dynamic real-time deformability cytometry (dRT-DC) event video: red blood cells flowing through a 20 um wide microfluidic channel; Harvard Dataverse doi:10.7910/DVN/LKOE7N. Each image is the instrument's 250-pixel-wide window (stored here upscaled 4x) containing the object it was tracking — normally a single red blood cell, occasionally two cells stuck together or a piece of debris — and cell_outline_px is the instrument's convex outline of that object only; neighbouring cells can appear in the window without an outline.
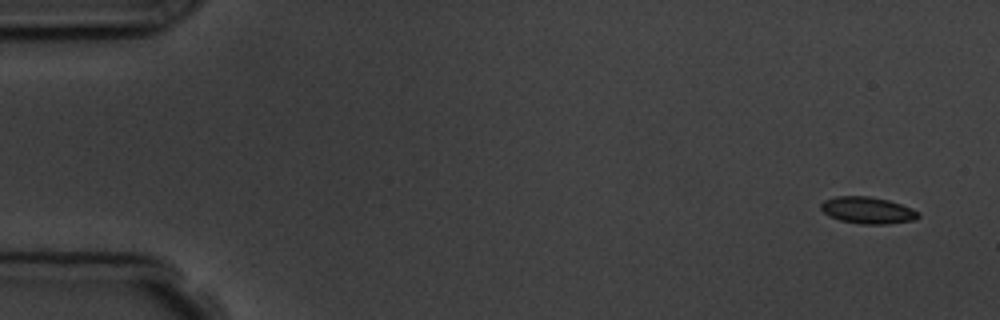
{"species": "common noctule bat (a hibernating species)", "species_latin": "Nyctalus noctula", "temperature_condition": "room temperature", "stored_images_in_passage": 6, "camera_frame_rate_fps": 3000, "um_per_image_px": 0.085, "animal": {"sex": "male", "body_mass_g": 19.5, "forearm_length_mm": 54.6}, "frame": {"image": 1, "passage_image": 1, "time_ms": 0.0, "image_size_px": [1000, 320], "cell_outline_px": [[920, 216], [916, 220], [888, 224], [860, 224], [840, 220], [828, 216], [820, 208], [820, 204], [824, 200], [836, 196], [868, 196], [888, 200], [912, 208], [920, 212]], "centroid_in_image_um": [73.76, 17.88], "position_along_channel_um": 11.2, "area_um2": 15.32}}
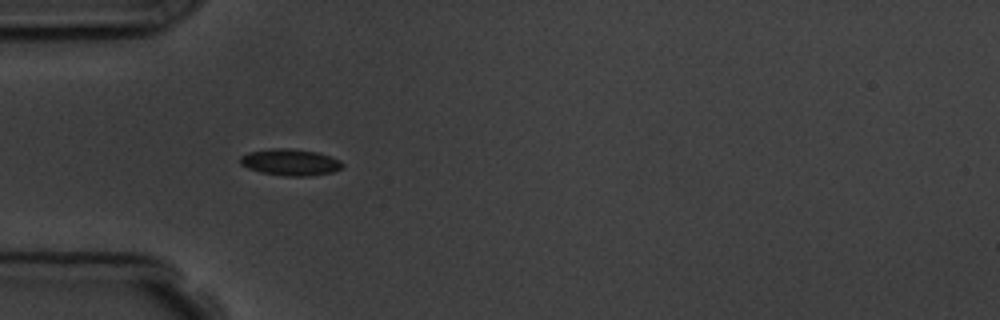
{"frame": {"image": 2, "passage_image": 5, "time_ms": 4.667, "image_size_px": [1000, 320], "cell_outline_px": [[344, 164], [340, 168], [332, 172], [312, 176], [284, 176], [260, 172], [248, 168], [240, 164], [240, 156], [248, 152], [272, 148], [288, 148], [320, 152], [340, 160]], "centroid_in_image_um": [24.67, 13.78], "position_along_channel_um": 60.3, "area_um2": 15.95}}